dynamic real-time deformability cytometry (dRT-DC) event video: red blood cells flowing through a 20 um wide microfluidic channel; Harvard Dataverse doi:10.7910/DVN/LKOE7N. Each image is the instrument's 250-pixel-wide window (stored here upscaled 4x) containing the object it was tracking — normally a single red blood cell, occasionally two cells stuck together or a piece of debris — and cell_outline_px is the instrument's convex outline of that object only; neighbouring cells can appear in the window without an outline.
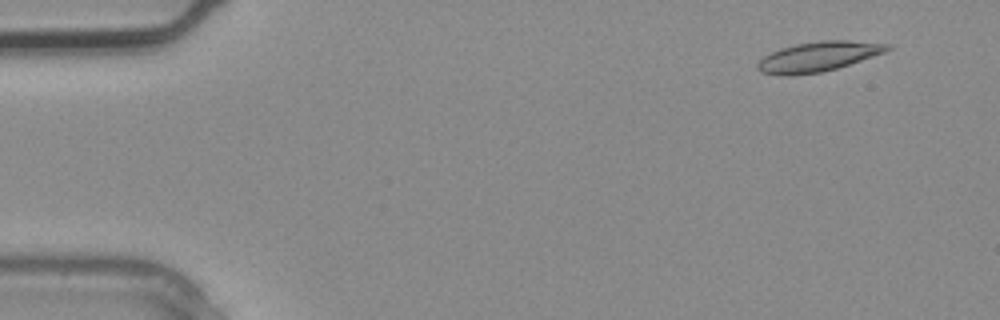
{"species": "common noctule bat (a hibernating species)", "species_latin": "Nyctalus noctula", "temperature_condition": "warm", "stored_images_in_passage": 3, "camera_frame_rate_fps": 3000, "um_per_image_px": 0.085, "animal": {"sex": "male", "body_mass_g": 20.4}, "frame": {"image": 1, "passage_image": 1, "time_ms": 0.0, "image_size_px": [1000, 320], "cell_outline_px": [[892, 48], [884, 52], [836, 68], [820, 72], [792, 76], [784, 76], [760, 72], [756, 68], [756, 64], [764, 56], [780, 48], [796, 44], [824, 40], [848, 40], [892, 44]], "centroid_in_image_um": [69.52, 4.81], "position_along_channel_um": 15.5, "area_um2": 22.43}}
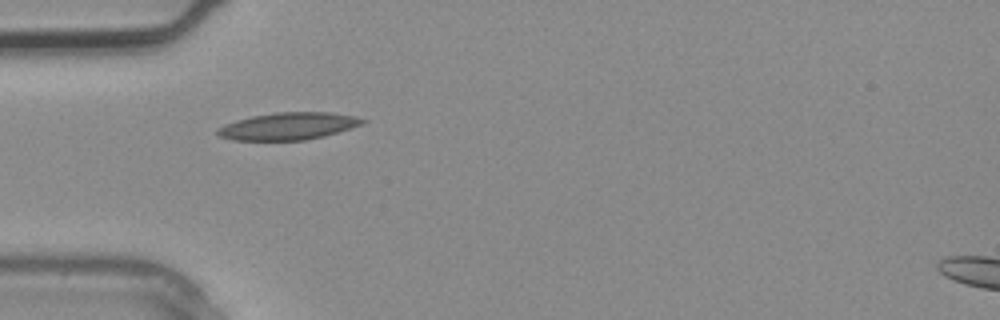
{"frame": {"image": 2, "passage_image": 3, "time_ms": 0.667, "image_size_px": [1000, 320], "cell_outline_px": [[368, 120], [364, 124], [352, 128], [324, 136], [304, 140], [232, 140], [216, 136], [216, 128], [224, 124], [236, 120], [252, 116], [276, 112], [332, 112], [356, 116]], "centroid_in_image_um": [24.5, 10.72], "position_along_channel_um": 60.5, "area_um2": 23.29}}